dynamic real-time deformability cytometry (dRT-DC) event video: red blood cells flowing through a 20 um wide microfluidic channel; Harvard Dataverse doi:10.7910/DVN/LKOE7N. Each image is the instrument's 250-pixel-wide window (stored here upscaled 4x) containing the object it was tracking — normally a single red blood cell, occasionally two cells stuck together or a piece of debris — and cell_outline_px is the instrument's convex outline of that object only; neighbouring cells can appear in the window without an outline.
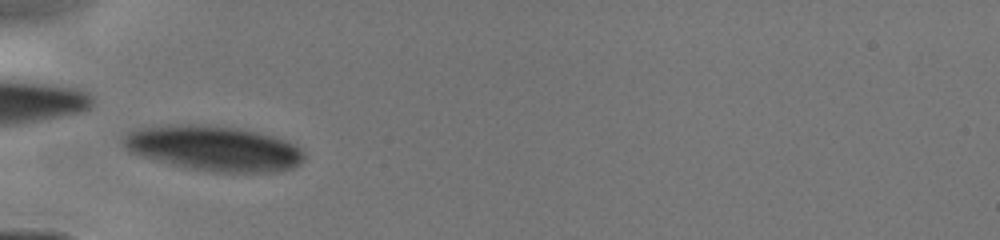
{"species": "human", "species_latin": "Homo sapiens", "temperature_condition": "cold", "stored_images_in_passage": 20, "camera_frame_rate_fps": 3000, "um_per_image_px": 0.085, "donor": {"sex": "male"}, "frame": {"image": 1, "passage_image": 1, "time_ms": 0.0, "image_size_px": [1000, 240], "cell_outline_px": [[304, 160], [300, 164], [292, 168], [276, 172], [208, 172], [184, 168], [128, 152], [120, 136], [128, 132], [140, 128], [168, 124], [196, 124], [236, 128], [256, 132], [272, 136], [296, 144], [304, 152]], "centroid_in_image_um": [18.15, 12.62], "position_along_channel_um": 66.8, "area_um2": 47.86}}
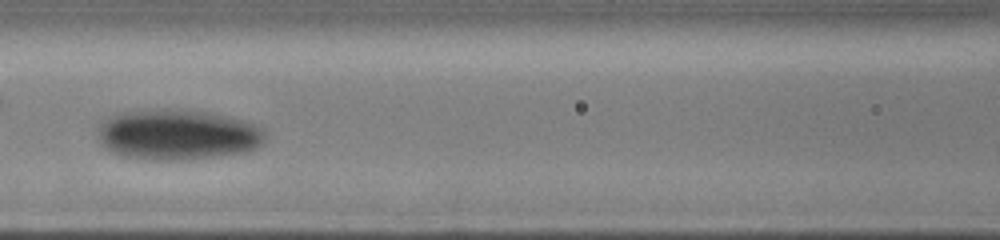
{"frame": {"image": 2, "passage_image": 8, "time_ms": 2.0, "image_size_px": [1000, 240], "cell_outline_px": [[264, 140], [256, 148], [244, 152], [216, 156], [184, 160], [148, 160], [120, 156], [104, 148], [100, 144], [96, 128], [108, 116], [120, 112], [152, 108], [180, 108], [208, 112], [228, 116], [244, 120], [256, 124], [264, 128]], "centroid_in_image_um": [15.03, 11.42], "position_along_channel_um": 151.6, "area_um2": 50.34}}
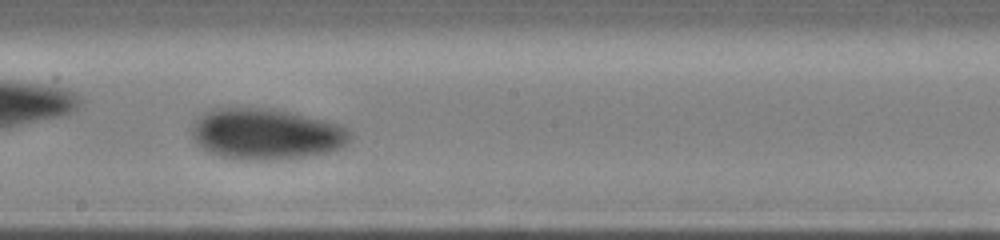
{"frame": {"image": 3, "passage_image": 14, "time_ms": 3.667, "image_size_px": [1000, 240], "cell_outline_px": [[352, 136], [348, 144], [340, 148], [328, 152], [304, 156], [272, 160], [236, 160], [216, 156], [208, 152], [196, 144], [192, 136], [192, 124], [200, 116], [212, 108], [272, 108], [324, 120], [336, 124], [352, 132]], "centroid_in_image_um": [22.58, 11.41], "position_along_channel_um": 225.6, "area_um2": 47.28}}